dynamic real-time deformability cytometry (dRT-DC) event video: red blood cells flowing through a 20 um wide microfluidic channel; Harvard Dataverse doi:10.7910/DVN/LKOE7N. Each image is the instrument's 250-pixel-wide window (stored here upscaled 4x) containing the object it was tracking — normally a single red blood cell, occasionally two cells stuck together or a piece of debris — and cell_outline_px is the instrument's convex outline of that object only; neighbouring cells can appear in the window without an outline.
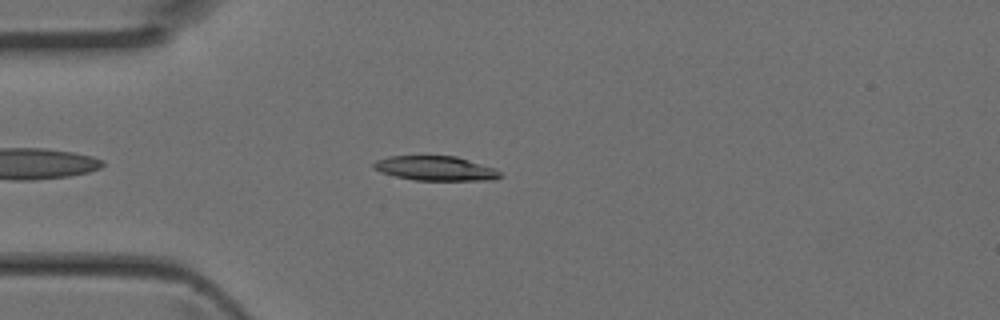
{"species": "Egyptian fruit bat (a non-hibernating species)", "species_latin": "Rousettus aegyptiacus", "temperature_condition": "room temperature", "stored_images_in_passage": 37, "camera_frame_rate_fps": 3000, "um_per_image_px": 0.085, "animal": {"sex": "female"}, "frame": {"image": 1, "passage_image": 5, "time_ms": 1.333, "image_size_px": [1000, 320], "cell_outline_px": [[504, 176], [492, 180], [416, 180], [396, 176], [380, 172], [372, 168], [372, 164], [376, 160], [388, 156], [456, 156], [496, 168]], "centroid_in_image_um": [37.03, 14.31], "position_along_channel_um": 48.0, "area_um2": 18.15}}
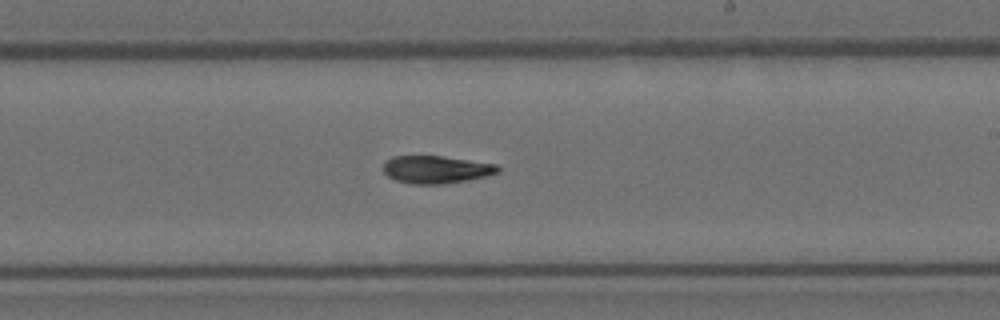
{"frame": {"image": 2, "passage_image": 19, "time_ms": 6.0, "image_size_px": [1000, 320], "cell_outline_px": [[500, 172], [488, 176], [468, 180], [440, 184], [412, 184], [396, 180], [388, 176], [384, 172], [384, 160], [392, 156], [444, 156], [496, 164], [500, 168]], "centroid_in_image_um": [37.08, 14.4], "position_along_channel_um": 251.9, "area_um2": 18.55}}
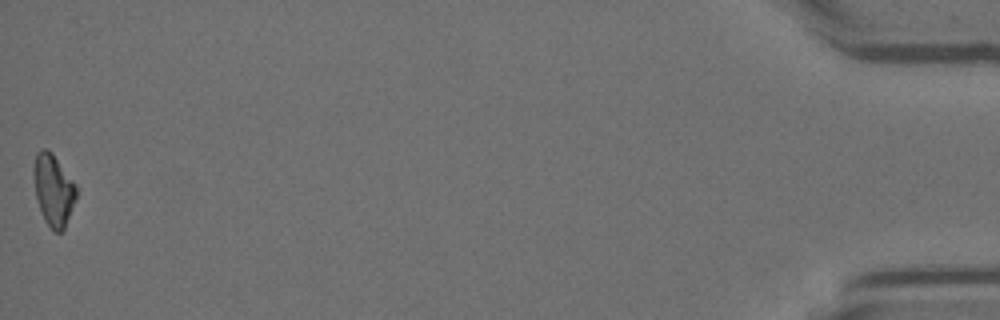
{"frame": {"image": 3, "passage_image": 37, "time_ms": 12.0, "image_size_px": [1000, 320], "cell_outline_px": [[76, 196], [64, 228], [60, 232], [52, 232], [44, 220], [36, 196], [32, 172], [32, 168], [36, 152], [40, 148], [48, 148], [52, 152], [76, 184]], "centroid_in_image_um": [4.51, 16.1], "position_along_channel_um": 430.7, "area_um2": 17.86}}